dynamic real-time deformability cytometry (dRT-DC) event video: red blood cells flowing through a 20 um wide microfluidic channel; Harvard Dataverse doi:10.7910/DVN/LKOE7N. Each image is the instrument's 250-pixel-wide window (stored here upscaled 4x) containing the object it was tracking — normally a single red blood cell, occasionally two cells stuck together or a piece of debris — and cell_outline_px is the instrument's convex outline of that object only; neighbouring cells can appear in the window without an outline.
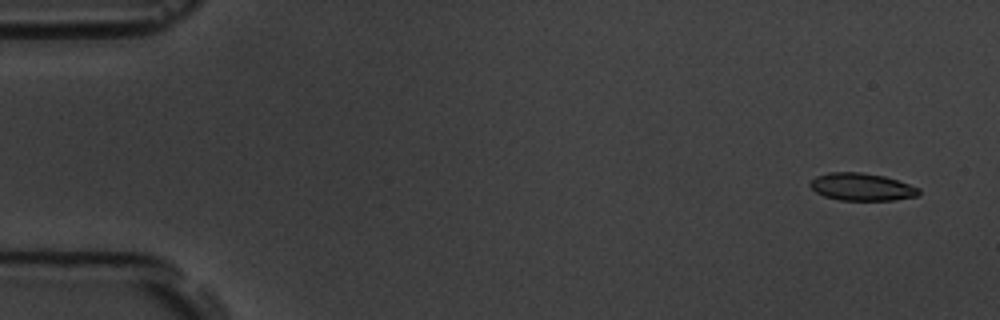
{"species": "common noctule bat (a hibernating species)", "species_latin": "Nyctalus noctula", "temperature_condition": "room temperature", "stored_images_in_passage": 6, "camera_frame_rate_fps": 3000, "um_per_image_px": 0.085, "animal": {"sex": "male", "body_mass_g": 19.5, "forearm_length_mm": 54.6}, "frame": {"image": 1, "passage_image": 1, "time_ms": 0.0, "image_size_px": [1000, 320], "cell_outline_px": [[920, 192], [916, 196], [892, 200], [840, 200], [824, 196], [816, 192], [808, 184], [816, 176], [828, 172], [860, 172], [884, 176], [920, 188]], "centroid_in_image_um": [73.22, 15.88], "position_along_channel_um": 11.8, "area_um2": 17.28}}
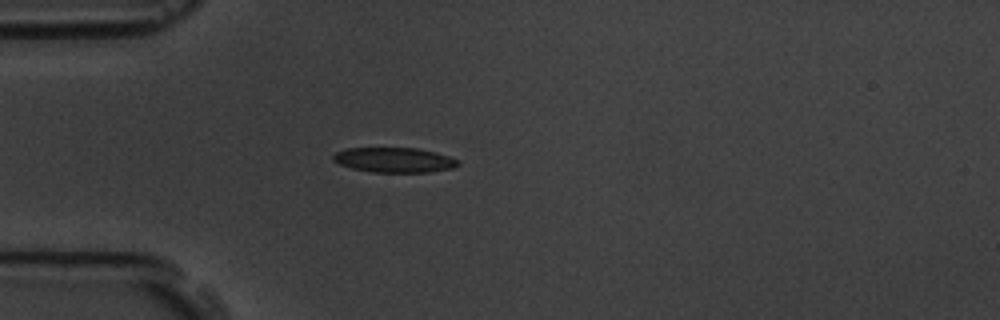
{"frame": {"image": 2, "passage_image": 4, "time_ms": 4.333, "image_size_px": [1000, 320], "cell_outline_px": [[460, 164], [452, 168], [432, 172], [372, 172], [352, 168], [340, 164], [332, 160], [332, 156], [336, 152], [348, 148], [416, 148], [436, 152], [460, 160]], "centroid_in_image_um": [33.53, 13.6], "position_along_channel_um": 51.5, "area_um2": 18.15}}
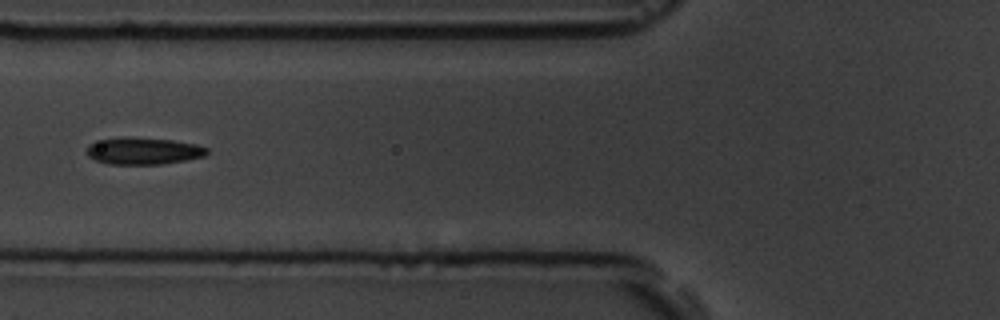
{"frame": {"image": 3, "passage_image": 6, "time_ms": 6.333, "image_size_px": [1000, 320], "cell_outline_px": [[208, 152], [204, 156], [188, 160], [160, 164], [108, 164], [96, 160], [88, 156], [88, 144], [104, 140], [124, 136], [172, 140], [196, 144], [208, 148]], "centroid_in_image_um": [12.22, 12.83], "position_along_channel_um": 113.6, "area_um2": 18.79}}